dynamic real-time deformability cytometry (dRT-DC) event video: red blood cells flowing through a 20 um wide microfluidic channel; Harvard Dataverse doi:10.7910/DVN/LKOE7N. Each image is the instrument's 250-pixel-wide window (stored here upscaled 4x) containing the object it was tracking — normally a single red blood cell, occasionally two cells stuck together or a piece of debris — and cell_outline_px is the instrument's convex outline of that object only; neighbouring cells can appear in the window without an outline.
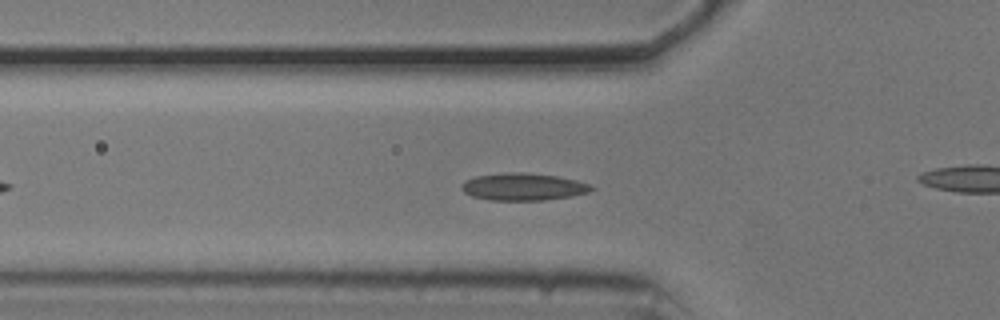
{"species": "common noctule bat (a hibernating species)", "species_latin": "Nyctalus noctula", "temperature_condition": "cold", "stored_images_in_passage": 38, "camera_frame_rate_fps": 3000, "um_per_image_px": 0.085, "animal": {"sex": "male", "body_mass_g": 20.5, "forearm_length_mm": 52.5}, "frame": {"image": 1, "passage_image": 10, "time_ms": 3.0, "image_size_px": [1000, 320], "cell_outline_px": [[596, 188], [588, 192], [572, 196], [544, 200], [488, 200], [472, 196], [464, 192], [460, 188], [460, 184], [464, 180], [476, 176], [508, 172], [520, 172], [556, 176], [576, 180], [592, 184]], "centroid_in_image_um": [44.46, 15.88], "position_along_channel_um": 81.3, "area_um2": 20.75}}
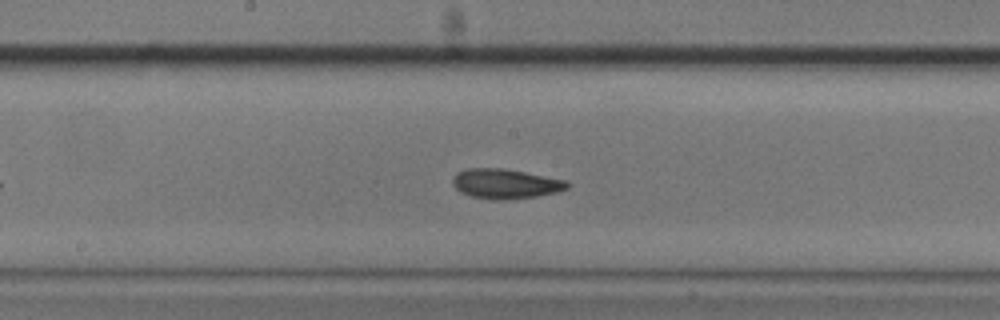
{"frame": {"image": 2, "passage_image": 20, "time_ms": 6.333, "image_size_px": [1000, 320], "cell_outline_px": [[568, 188], [556, 192], [536, 196], [504, 200], [496, 200], [472, 196], [460, 192], [452, 184], [452, 180], [456, 172], [468, 168], [500, 168], [524, 172], [568, 180]], "centroid_in_image_um": [42.94, 15.61], "position_along_channel_um": 205.3, "area_um2": 19.77}}
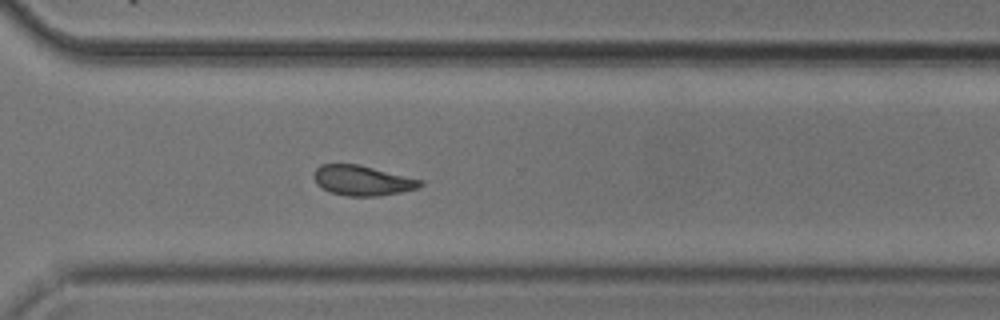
{"frame": {"image": 3, "passage_image": 31, "time_ms": 10.0, "image_size_px": [1000, 320], "cell_outline_px": [[424, 184], [420, 188], [380, 196], [348, 196], [328, 192], [316, 184], [312, 176], [316, 168], [320, 164], [356, 164], [424, 180]], "centroid_in_image_um": [30.79, 15.35], "position_along_channel_um": 339.8, "area_um2": 18.79}, "authors_computed_cell_mechanics": {"area_um2": 19.2474, "velocity_mm_per_s": 3.6869, "shape_relaxation_time_tau1_ms": null, "shape_relaxation_time_tau2_ms": 5.9018, "deformation_change_tau1": null, "deformation_change_tau2": 0.0979}}